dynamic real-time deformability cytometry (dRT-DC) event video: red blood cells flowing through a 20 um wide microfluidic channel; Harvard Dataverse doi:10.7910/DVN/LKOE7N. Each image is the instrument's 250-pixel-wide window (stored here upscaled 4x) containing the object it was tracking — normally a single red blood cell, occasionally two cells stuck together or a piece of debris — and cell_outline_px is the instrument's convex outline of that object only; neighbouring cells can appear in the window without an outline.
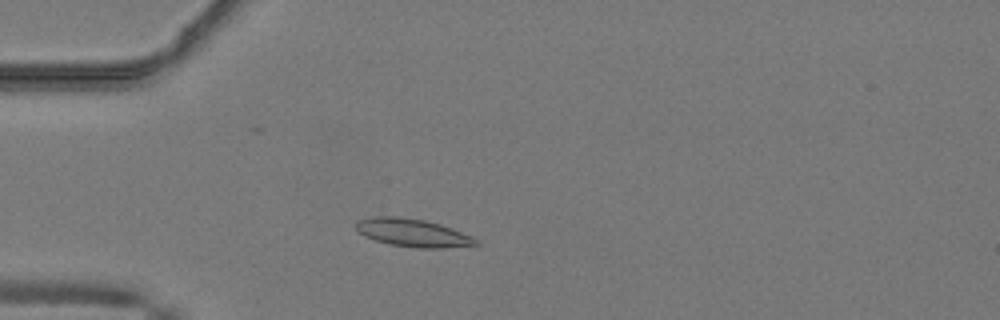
{"species": "common noctule bat (a hibernating species)", "species_latin": "Nyctalus noctula", "temperature_condition": "warm", "stored_images_in_passage": 41, "camera_frame_rate_fps": 3000, "um_per_image_px": 0.085, "animal": {"sex": "male", "body_mass_g": 19.2, "forearm_length_mm": 51.8}, "frame": {"image": 1, "passage_image": 5, "time_ms": 1.333, "image_size_px": [1000, 320], "cell_outline_px": [[480, 244], [444, 248], [416, 248], [388, 244], [364, 236], [356, 228], [356, 220], [376, 216], [400, 216], [424, 220], [440, 224], [452, 228], [472, 236]], "centroid_in_image_um": [35.07, 19.78], "position_along_channel_um": 49.9, "area_um2": 19.54}}
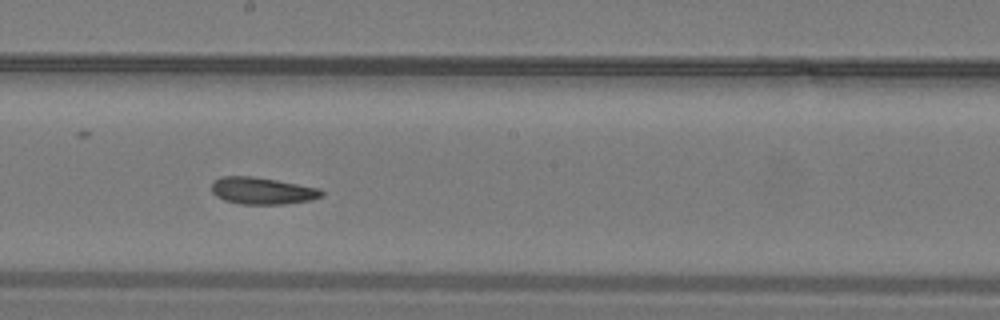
{"frame": {"image": 2, "passage_image": 19, "time_ms": 6.0, "image_size_px": [1000, 320], "cell_outline_px": [[324, 196], [312, 200], [284, 204], [240, 204], [224, 200], [216, 196], [212, 192], [212, 180], [220, 176], [252, 176], [276, 180], [320, 188], [324, 192]], "centroid_in_image_um": [22.29, 16.21], "position_along_channel_um": 225.9, "area_um2": 17.46}}
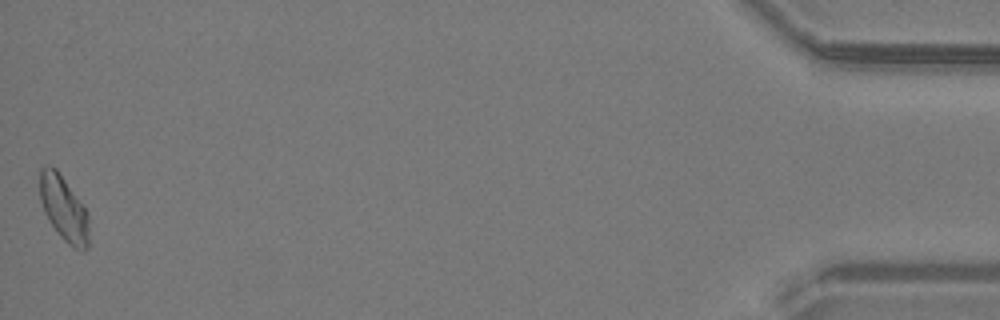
{"frame": {"image": 3, "passage_image": 41, "time_ms": 13.333, "image_size_px": [1000, 320], "cell_outline_px": [[88, 248], [84, 252], [72, 248], [60, 236], [48, 220], [44, 212], [40, 200], [40, 168], [44, 164], [48, 164], [56, 168], [84, 204], [88, 212]], "centroid_in_image_um": [5.43, 17.71], "position_along_channel_um": 429.8, "area_um2": 19.07}, "authors_computed_cell_mechanics": {"area_um2": 17.7446, "velocity_mm_per_s": 4.0968, "shape_relaxation_time_tau1_ms": 6.9781, "shape_relaxation_time_tau2_ms": 3.0168, "deformation_change_tau1": 0.1442, "deformation_change_tau2": 0.1034}}